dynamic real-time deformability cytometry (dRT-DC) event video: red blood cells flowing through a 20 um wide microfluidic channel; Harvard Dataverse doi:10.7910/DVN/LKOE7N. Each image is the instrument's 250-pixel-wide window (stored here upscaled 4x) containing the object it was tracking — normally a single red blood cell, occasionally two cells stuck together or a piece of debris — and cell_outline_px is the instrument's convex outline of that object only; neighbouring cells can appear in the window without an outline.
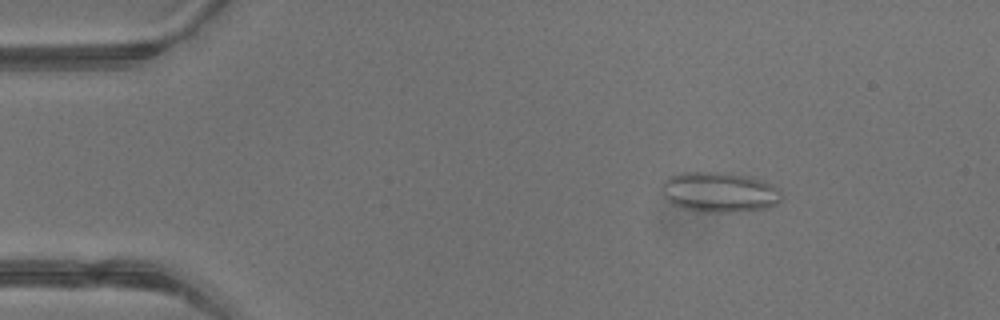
{"species": "common noctule bat (a hibernating species)", "species_latin": "Nyctalus noctula", "temperature_condition": "warm", "stored_images_in_passage": 3, "camera_frame_rate_fps": 3000, "um_per_image_px": 0.085, "animal": {"sex": "male", "body_mass_g": 13.3}, "frame": {"image": 1, "passage_image": 2, "time_ms": 0.333, "image_size_px": [1000, 320], "cell_outline_px": [[784, 196], [776, 204], [764, 208], [740, 212], [704, 212], [680, 208], [672, 204], [660, 192], [660, 184], [668, 176], [680, 172], [732, 172], [752, 176], [764, 180], [780, 188]], "centroid_in_image_um": [61.15, 16.31], "position_along_channel_um": 23.9, "area_um2": 28.96}}